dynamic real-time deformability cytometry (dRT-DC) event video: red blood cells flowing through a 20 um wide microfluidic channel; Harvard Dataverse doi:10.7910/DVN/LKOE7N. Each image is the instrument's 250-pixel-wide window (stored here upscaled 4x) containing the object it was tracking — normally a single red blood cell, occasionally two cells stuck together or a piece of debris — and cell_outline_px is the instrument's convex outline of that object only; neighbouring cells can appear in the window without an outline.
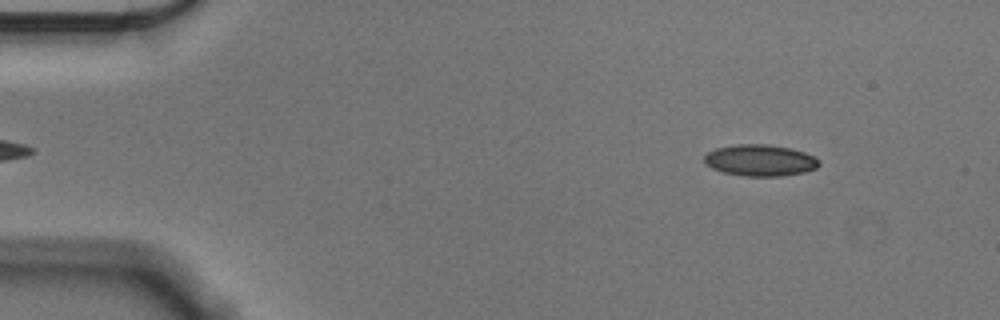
{"species": "Egyptian fruit bat (a non-hibernating species)", "species_latin": "Rousettus aegyptiacus", "temperature_condition": "cold", "stored_images_in_passage": 52, "camera_frame_rate_fps": 3000, "um_per_image_px": 0.085, "animal": {"sex": "male"}, "frame": {"image": 1, "passage_image": 3, "time_ms": 0.667, "image_size_px": [1000, 320], "cell_outline_px": [[820, 164], [816, 168], [804, 172], [780, 176], [744, 176], [724, 172], [712, 168], [704, 164], [704, 156], [708, 152], [716, 148], [736, 144], [768, 144], [788, 148], [804, 152], [820, 160]], "centroid_in_image_um": [64.59, 13.63], "position_along_channel_um": 20.4, "area_um2": 20.98}}
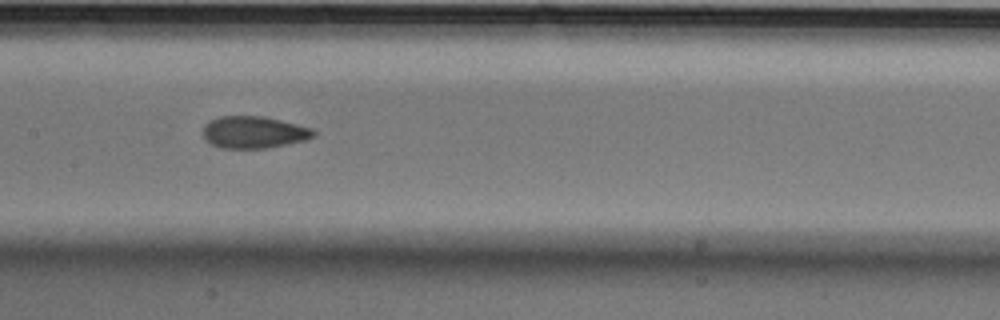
{"frame": {"image": 2, "passage_image": 24, "time_ms": 7.667, "image_size_px": [1000, 320], "cell_outline_px": [[316, 136], [304, 140], [268, 148], [220, 148], [204, 140], [204, 124], [220, 116], [264, 116], [312, 128], [316, 132]], "centroid_in_image_um": [21.58, 11.24], "position_along_channel_um": 185.8, "area_um2": 20.58}}
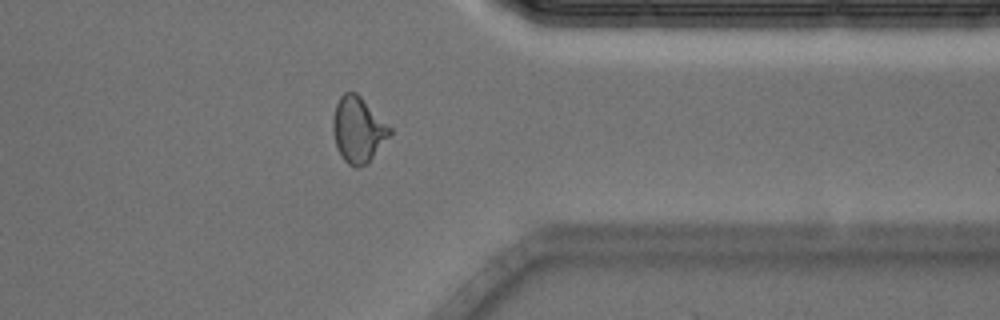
{"frame": {"image": 3, "passage_image": 41, "time_ms": 13.333, "image_size_px": [1000, 320], "cell_outline_px": [[392, 132], [368, 164], [356, 168], [348, 164], [344, 160], [336, 148], [332, 132], [332, 120], [336, 104], [340, 96], [344, 92], [356, 92], [392, 128]], "centroid_in_image_um": [30.42, 11.04], "position_along_channel_um": 381.0, "area_um2": 21.85}, "authors_computed_cell_mechanics": {"area_um2": 20.9525, "velocity_mm_per_s": 3.5716, "shape_relaxation_time_tau1_ms": 8.0767, "shape_relaxation_time_tau2_ms": 1.8376, "deformation_change_tau1": 0.1623, "deformation_change_tau2": 0.0787}}